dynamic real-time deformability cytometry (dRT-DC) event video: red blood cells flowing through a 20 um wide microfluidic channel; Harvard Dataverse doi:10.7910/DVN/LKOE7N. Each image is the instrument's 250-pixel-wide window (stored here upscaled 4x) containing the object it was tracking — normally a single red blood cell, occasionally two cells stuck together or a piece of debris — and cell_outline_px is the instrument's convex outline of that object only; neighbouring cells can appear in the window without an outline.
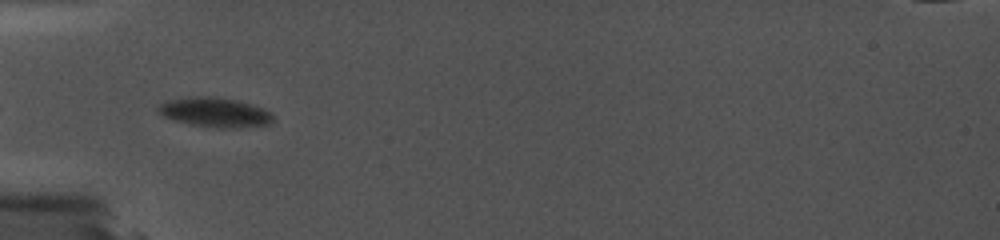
{"species": "common noctule bat (a hibernating species)", "species_latin": "Nyctalus noctula", "temperature_condition": "cold", "stored_images_in_passage": 3, "camera_frame_rate_fps": 5000, "um_per_image_px": 0.085, "animal": {"sex": "female", "body_mass_g": 19.0, "forearm_length_mm": 56.7}, "frame": {"image": 1, "passage_image": 2, "time_ms": 0.8, "image_size_px": [1000, 240], "cell_outline_px": [[272, 124], [240, 128], [220, 128], [192, 124], [172, 120], [164, 116], [156, 108], [160, 104], [168, 100], [188, 96], [212, 96], [236, 100], [252, 104], [264, 108], [272, 112]], "centroid_in_image_um": [18.3, 9.54], "position_along_channel_um": 66.7, "area_um2": 19.94}}